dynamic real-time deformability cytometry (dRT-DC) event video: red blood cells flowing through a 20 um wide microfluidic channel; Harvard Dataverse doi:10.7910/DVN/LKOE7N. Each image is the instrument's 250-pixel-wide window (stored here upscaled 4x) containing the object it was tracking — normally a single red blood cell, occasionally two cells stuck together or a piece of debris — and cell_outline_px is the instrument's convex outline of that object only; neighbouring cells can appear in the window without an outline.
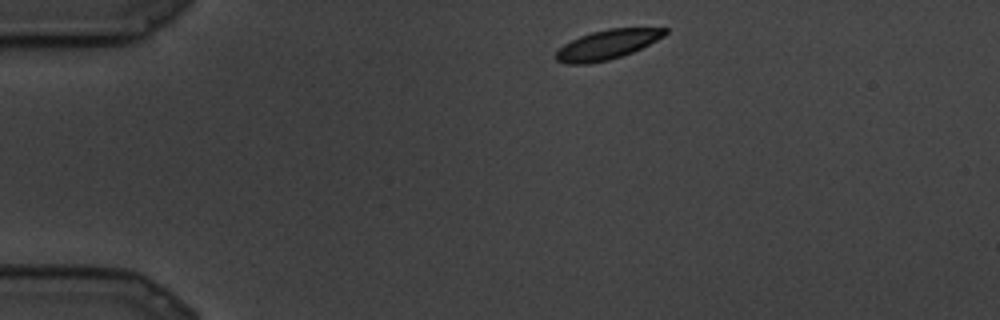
{"species": "common noctule bat (a hibernating species)", "species_latin": "Nyctalus noctula", "temperature_condition": "cold", "stored_images_in_passage": 12, "camera_frame_rate_fps": 3000, "um_per_image_px": 0.085, "animal": {"sex": "male", "body_mass_g": 19.5, "forearm_length_mm": 54.6}, "frame": {"image": 1, "passage_image": 1, "time_ms": 0.0, "image_size_px": [1000, 320], "cell_outline_px": [[668, 32], [664, 36], [632, 52], [608, 60], [588, 64], [568, 64], [556, 60], [556, 52], [564, 44], [580, 36], [592, 32], [608, 28], [668, 28]], "centroid_in_image_um": [51.6, 3.79], "position_along_channel_um": 33.4, "area_um2": 18.5}}
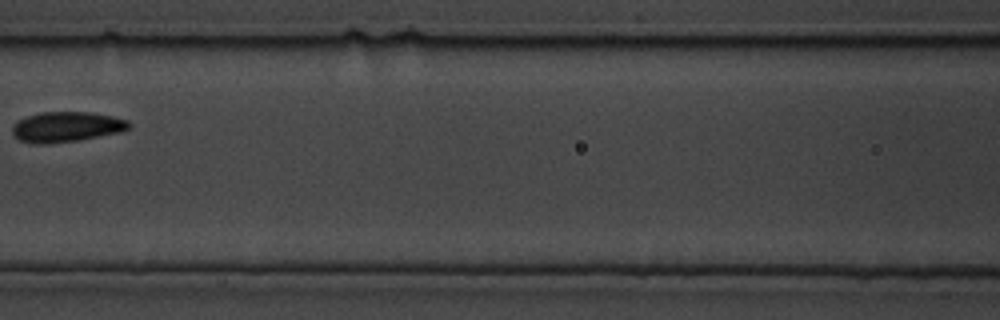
{"frame": {"image": 2, "passage_image": 8, "time_ms": 2.333, "image_size_px": [1000, 320], "cell_outline_px": [[132, 124], [128, 128], [120, 132], [76, 140], [48, 144], [36, 144], [20, 140], [12, 136], [12, 128], [20, 120], [28, 116], [40, 112], [88, 112], [112, 116], [128, 120]], "centroid_in_image_um": [5.64, 10.78], "position_along_channel_um": 161.0, "area_um2": 20.35}}
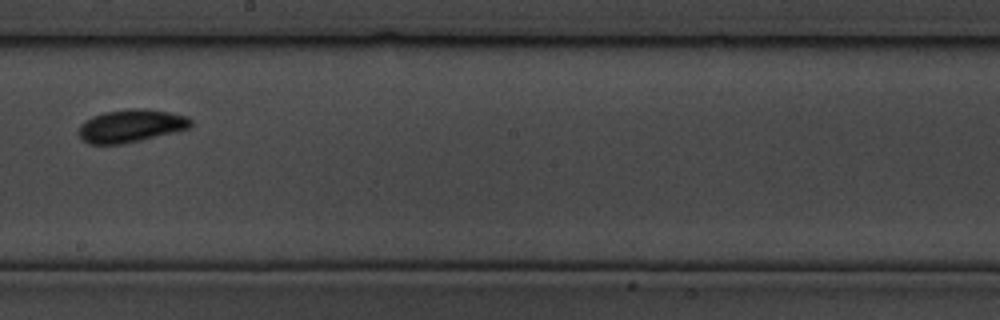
{"frame": {"image": 3, "passage_image": 11, "time_ms": 3.333, "image_size_px": [1000, 320], "cell_outline_px": [[192, 124], [188, 128], [140, 140], [120, 144], [88, 144], [80, 136], [80, 124], [92, 116], [104, 112], [132, 108], [140, 108], [168, 112], [188, 116], [192, 120]], "centroid_in_image_um": [11.12, 10.69], "position_along_channel_um": 237.1, "area_um2": 21.1}}